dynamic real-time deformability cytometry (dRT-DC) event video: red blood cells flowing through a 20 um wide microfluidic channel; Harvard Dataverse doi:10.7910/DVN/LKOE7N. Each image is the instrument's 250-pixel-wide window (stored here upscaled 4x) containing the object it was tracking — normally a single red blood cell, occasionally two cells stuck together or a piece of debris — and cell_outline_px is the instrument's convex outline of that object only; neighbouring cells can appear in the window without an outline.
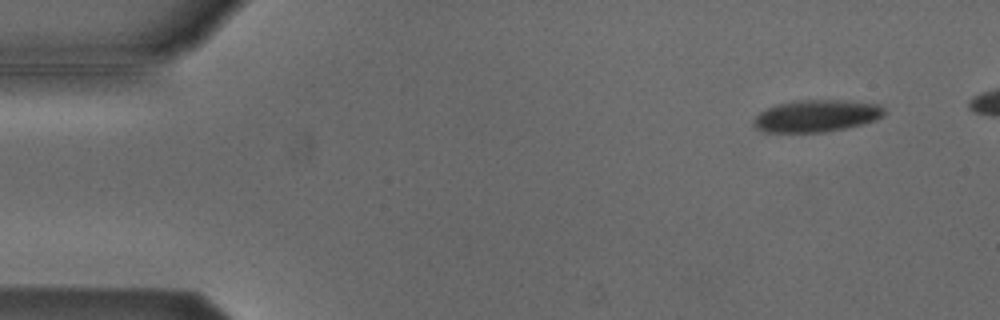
{"species": "Egyptian fruit bat (a non-hibernating species)", "species_latin": "Rousettus aegyptiacus", "temperature_condition": "cold", "stored_images_in_passage": 5, "camera_frame_rate_fps": 3000, "um_per_image_px": 0.085, "animal": {"sex": "male"}, "frame": {"image": 1, "passage_image": 1, "time_ms": 0.0, "image_size_px": [1000, 320], "cell_outline_px": [[884, 116], [876, 120], [844, 128], [824, 132], [764, 132], [756, 128], [752, 124], [752, 120], [760, 112], [776, 104], [792, 100], [840, 100], [876, 104], [884, 108]], "centroid_in_image_um": [69.35, 9.85], "position_along_channel_um": 15.7, "area_um2": 24.33}}